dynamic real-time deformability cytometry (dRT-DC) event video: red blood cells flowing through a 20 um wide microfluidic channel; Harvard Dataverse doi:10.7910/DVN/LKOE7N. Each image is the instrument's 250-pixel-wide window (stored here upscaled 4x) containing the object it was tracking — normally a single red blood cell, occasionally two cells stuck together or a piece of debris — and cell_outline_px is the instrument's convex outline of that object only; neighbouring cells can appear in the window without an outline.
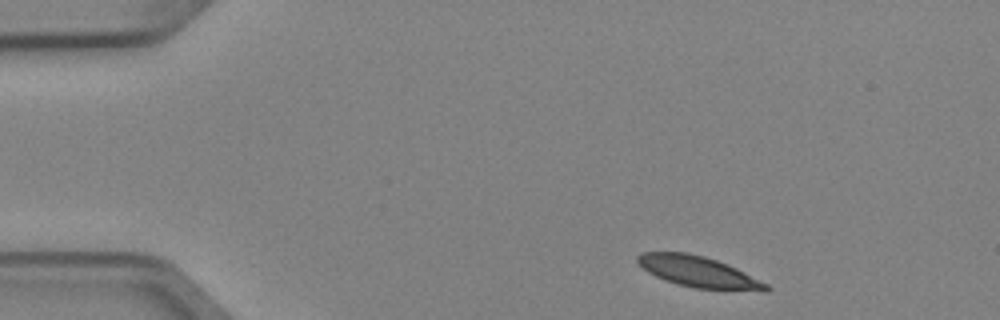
{"species": "Egyptian fruit bat (a non-hibernating species)", "species_latin": "Rousettus aegyptiacus", "temperature_condition": "cold", "stored_images_in_passage": 2, "camera_frame_rate_fps": 3000, "um_per_image_px": 0.085, "animal": {"sex": "female"}, "frame": {"image": 1, "passage_image": 1, "time_ms": 0.0, "image_size_px": [1000, 320], "cell_outline_px": [[772, 288], [768, 292], [764, 292], [692, 288], [676, 284], [664, 280], [648, 272], [636, 264], [636, 256], [640, 252], [688, 252], [704, 256], [728, 264], [768, 284]], "centroid_in_image_um": [59.37, 23.12], "position_along_channel_um": 25.6, "area_um2": 23.7}}